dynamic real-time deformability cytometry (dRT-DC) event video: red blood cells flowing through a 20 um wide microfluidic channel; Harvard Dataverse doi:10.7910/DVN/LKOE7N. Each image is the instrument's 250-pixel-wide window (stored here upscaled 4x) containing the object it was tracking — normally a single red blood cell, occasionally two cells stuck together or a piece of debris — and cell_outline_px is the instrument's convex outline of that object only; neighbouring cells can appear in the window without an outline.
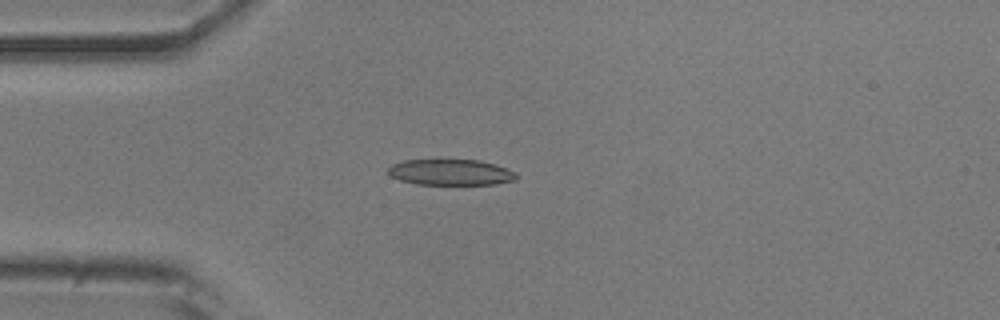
{"species": "common noctule bat (a hibernating species)", "species_latin": "Nyctalus noctula", "temperature_condition": "room temperature", "stored_images_in_passage": 36, "camera_frame_rate_fps": 3000, "um_per_image_px": 0.085, "animal": {"sex": "male", "body_mass_g": 20.5, "forearm_length_mm": 52.5}, "frame": {"image": 1, "passage_image": 1, "time_ms": 0.0, "image_size_px": [1000, 320], "cell_outline_px": [[516, 180], [496, 184], [416, 184], [400, 180], [388, 176], [388, 168], [392, 164], [404, 160], [480, 160], [496, 164], [516, 172]], "centroid_in_image_um": [38.3, 14.64], "position_along_channel_um": 46.7, "area_um2": 19.42}}
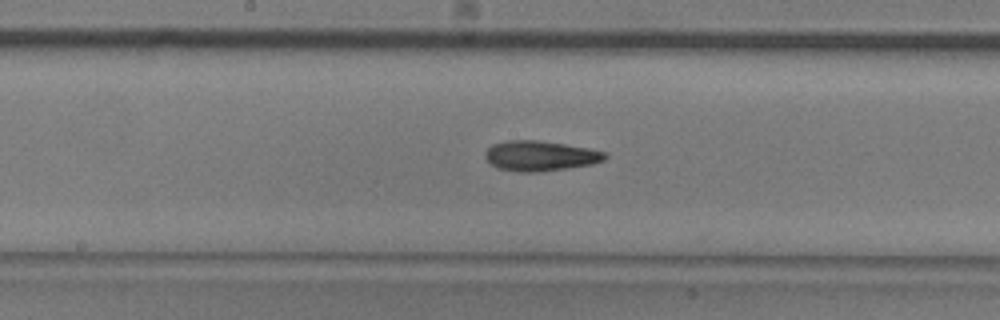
{"frame": {"image": 2, "passage_image": 14, "time_ms": 4.333, "image_size_px": [1000, 320], "cell_outline_px": [[608, 156], [604, 160], [592, 164], [568, 168], [540, 172], [520, 172], [500, 168], [492, 164], [484, 156], [488, 148], [492, 144], [508, 140], [540, 140], [588, 148], [608, 152]], "centroid_in_image_um": [45.96, 13.24], "position_along_channel_um": 202.2, "area_um2": 21.04}}
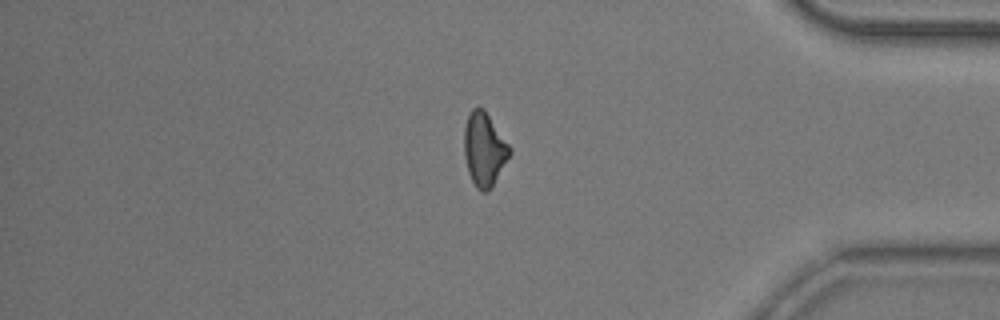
{"frame": {"image": 3, "passage_image": 31, "time_ms": 10.0, "image_size_px": [1000, 320], "cell_outline_px": [[512, 152], [492, 184], [484, 192], [480, 192], [476, 188], [468, 172], [464, 156], [464, 128], [468, 116], [472, 108], [484, 108], [512, 148]], "centroid_in_image_um": [41.15, 12.66], "position_along_channel_um": 394.0, "area_um2": 19.31}}